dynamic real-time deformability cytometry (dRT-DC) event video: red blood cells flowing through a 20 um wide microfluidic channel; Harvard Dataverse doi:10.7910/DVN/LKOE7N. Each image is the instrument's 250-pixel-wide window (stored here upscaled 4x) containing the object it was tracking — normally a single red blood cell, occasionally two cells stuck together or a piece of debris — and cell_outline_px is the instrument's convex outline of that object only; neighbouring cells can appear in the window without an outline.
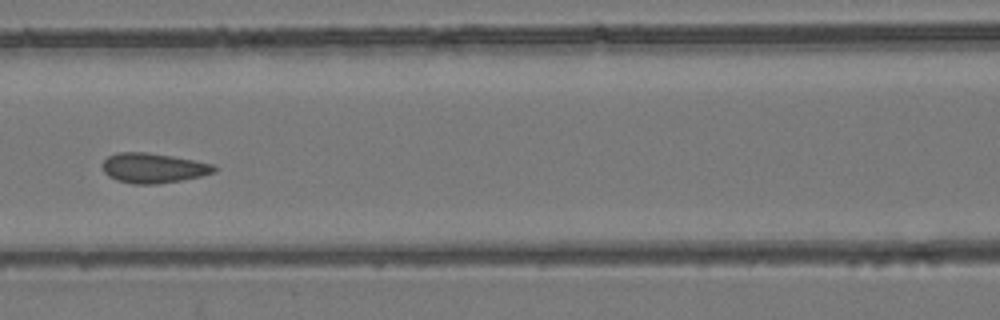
{"species": "common noctule bat (a hibernating species)", "species_latin": "Nyctalus noctula", "temperature_condition": "room temperature", "stored_images_in_passage": 8, "camera_frame_rate_fps": 3000, "um_per_image_px": 0.085, "animal": {"sex": "female", "body_mass_g": 24.6, "forearm_length_mm": 56.2}, "frame": {"image": 1, "passage_image": 7, "time_ms": 2.0, "image_size_px": [1000, 320], "cell_outline_px": [[216, 172], [200, 176], [180, 180], [156, 184], [132, 184], [116, 180], [108, 176], [104, 172], [104, 160], [108, 156], [116, 152], [144, 152], [172, 156], [216, 164]], "centroid_in_image_um": [13.04, 14.28], "position_along_channel_um": 153.6, "area_um2": 19.42}}
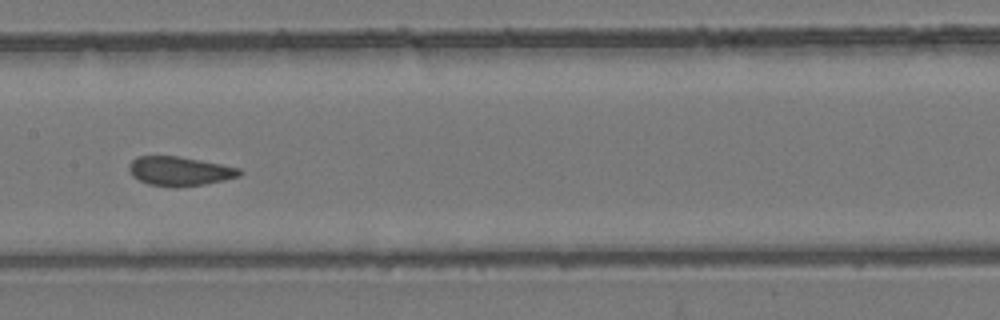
{"frame": {"image": 2, "passage_image": 8, "time_ms": 2.333, "image_size_px": [1000, 320], "cell_outline_px": [[244, 172], [240, 176], [224, 180], [204, 184], [176, 188], [172, 188], [148, 184], [132, 176], [128, 168], [128, 164], [136, 156], [176, 156], [200, 160], [240, 168]], "centroid_in_image_um": [15.26, 14.56], "position_along_channel_um": 192.1, "area_um2": 18.96}}